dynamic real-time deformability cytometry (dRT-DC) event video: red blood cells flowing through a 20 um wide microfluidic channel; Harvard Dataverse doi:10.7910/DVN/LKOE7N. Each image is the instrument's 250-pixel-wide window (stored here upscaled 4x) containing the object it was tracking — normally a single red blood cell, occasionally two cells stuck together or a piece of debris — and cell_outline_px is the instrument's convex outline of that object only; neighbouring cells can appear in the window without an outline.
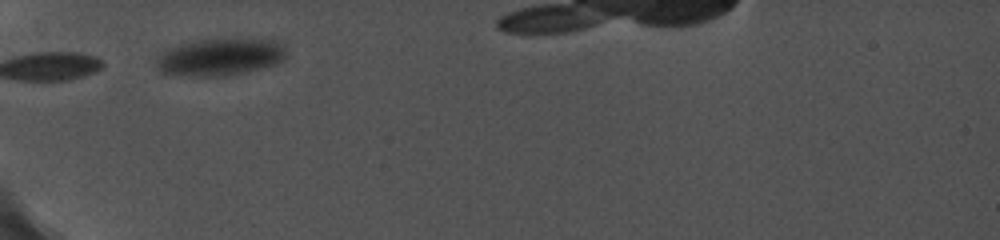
{"species": "common noctule bat (a hibernating species)", "species_latin": "Nyctalus noctula", "temperature_condition": "cold", "stored_images_in_passage": 7, "camera_frame_rate_fps": 5000, "um_per_image_px": 0.085, "animal": {"sex": "female", "body_mass_g": 19.0, "forearm_length_mm": 56.7}, "frame": {"image": 1, "passage_image": 1, "time_ms": 0.0, "image_size_px": [1000, 240], "cell_outline_px": [[288, 56], [284, 60], [276, 64], [228, 76], [168, 76], [160, 72], [156, 68], [156, 56], [160, 52], [176, 44], [216, 36], [244, 36], [276, 40], [284, 44], [288, 52]], "centroid_in_image_um": [18.71, 4.79], "position_along_channel_um": 66.3, "area_um2": 30.23}}